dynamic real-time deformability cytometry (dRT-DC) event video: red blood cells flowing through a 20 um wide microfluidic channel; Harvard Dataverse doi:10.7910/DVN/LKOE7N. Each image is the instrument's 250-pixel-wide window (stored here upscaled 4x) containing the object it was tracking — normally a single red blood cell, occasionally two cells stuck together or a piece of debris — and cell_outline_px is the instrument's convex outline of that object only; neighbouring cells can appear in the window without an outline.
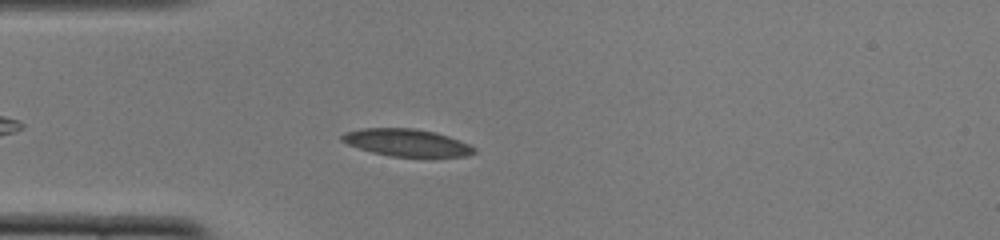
{"species": "common noctule bat (a hibernating species)", "species_latin": "Nyctalus noctula", "temperature_condition": "cold", "stored_images_in_passage": 44, "camera_frame_rate_fps": 3000, "um_per_image_px": 0.085, "animal": {"sex": "female", "body_mass_g": 22.0, "forearm_length_mm": 56.7}, "frame": {"image": 1, "passage_image": 6, "time_ms": 1.667, "image_size_px": [1000, 240], "cell_outline_px": [[476, 152], [468, 156], [392, 156], [372, 152], [348, 144], [340, 140], [340, 136], [344, 132], [360, 128], [412, 128], [432, 132], [448, 136], [468, 144], [476, 148]], "centroid_in_image_um": [34.53, 12.11], "position_along_channel_um": 50.5, "area_um2": 20.75}}
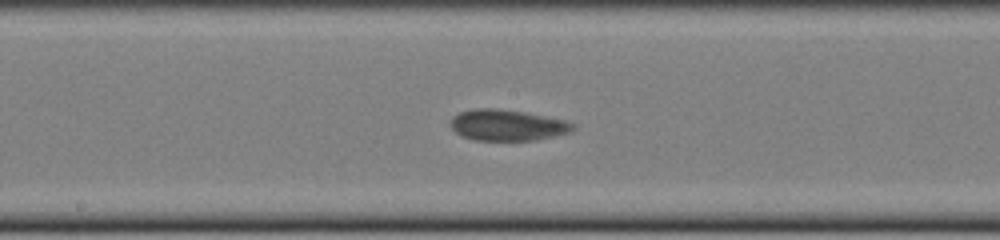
{"frame": {"image": 2, "passage_image": 19, "time_ms": 6.0, "image_size_px": [1000, 240], "cell_outline_px": [[576, 128], [568, 132], [536, 140], [472, 140], [460, 136], [452, 128], [448, 120], [452, 116], [460, 112], [476, 108], [496, 108], [524, 112], [564, 120], [576, 124]], "centroid_in_image_um": [43.07, 10.63], "position_along_channel_um": 205.1, "area_um2": 22.2}}
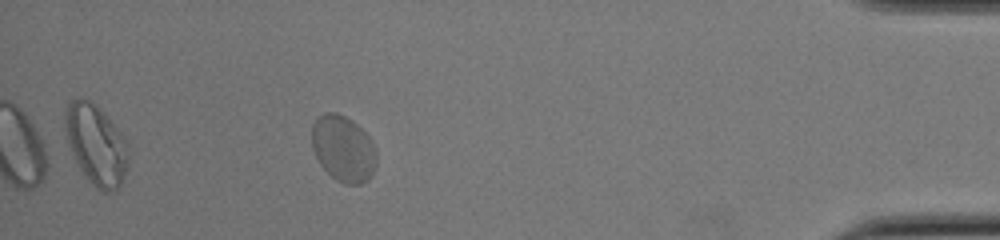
{"frame": {"image": 3, "passage_image": 39, "time_ms": 12.667, "image_size_px": [1000, 240], "cell_outline_px": [[376, 164], [372, 176], [368, 180], [360, 184], [344, 184], [336, 180], [320, 164], [316, 156], [312, 144], [312, 124], [324, 112], [336, 112], [352, 120], [368, 136], [376, 148]], "centroid_in_image_um": [29.19, 12.64], "position_along_channel_um": 406.0, "area_um2": 24.85}, "authors_computed_cell_mechanics": {"area_um2": 22.0218, "velocity_mm_per_s": 3.7763, "shape_relaxation_time_tau1_ms": 4.7748, "shape_relaxation_time_tau2_ms": 1.0656, "deformation_change_tau1": 0.0836, "deformation_change_tau2": 0.0392}}